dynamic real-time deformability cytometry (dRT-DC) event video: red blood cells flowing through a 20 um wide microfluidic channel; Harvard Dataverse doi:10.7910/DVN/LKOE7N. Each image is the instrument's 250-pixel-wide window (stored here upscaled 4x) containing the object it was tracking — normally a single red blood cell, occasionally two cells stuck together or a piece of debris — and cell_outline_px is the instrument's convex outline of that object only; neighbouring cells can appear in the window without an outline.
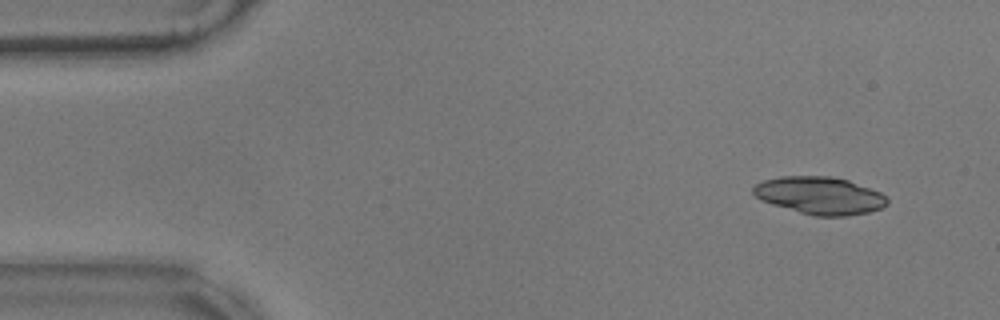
{"species": "common noctule bat (a hibernating species)", "species_latin": "Nyctalus noctula", "temperature_condition": "warm", "stored_images_in_passage": 54, "camera_frame_rate_fps": 3000, "um_per_image_px": 0.085, "animal": {"sex": "male", "body_mass_g": 17.9}, "frame": {"image": 1, "passage_image": 2, "time_ms": 0.333, "image_size_px": [1000, 320], "cell_outline_px": [[888, 204], [880, 208], [868, 212], [848, 216], [812, 216], [772, 204], [760, 200], [752, 192], [752, 188], [756, 184], [764, 180], [780, 176], [832, 176], [848, 180], [880, 192], [888, 200]], "centroid_in_image_um": [69.66, 16.62], "position_along_channel_um": 15.3, "area_um2": 29.25}}
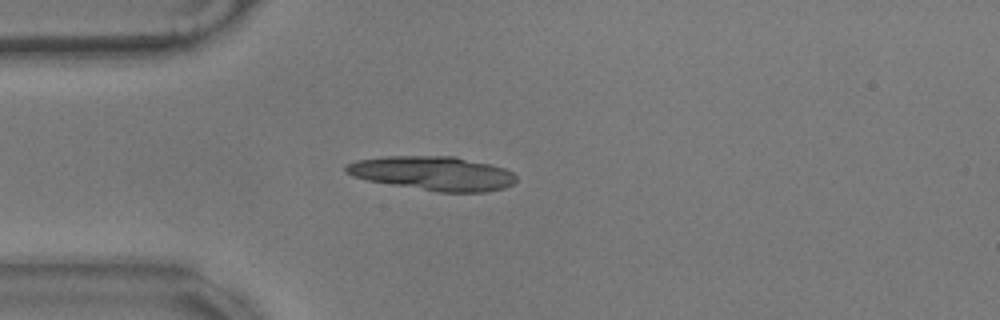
{"frame": {"image": 2, "passage_image": 12, "time_ms": 3.667, "image_size_px": [1000, 320], "cell_outline_px": [[516, 180], [512, 184], [504, 188], [484, 192], [440, 192], [368, 180], [352, 176], [344, 172], [344, 168], [348, 164], [356, 160], [384, 156], [456, 156], [492, 164], [504, 168], [512, 172], [516, 176]], "centroid_in_image_um": [36.82, 14.72], "position_along_channel_um": 48.2, "area_um2": 33.76}}
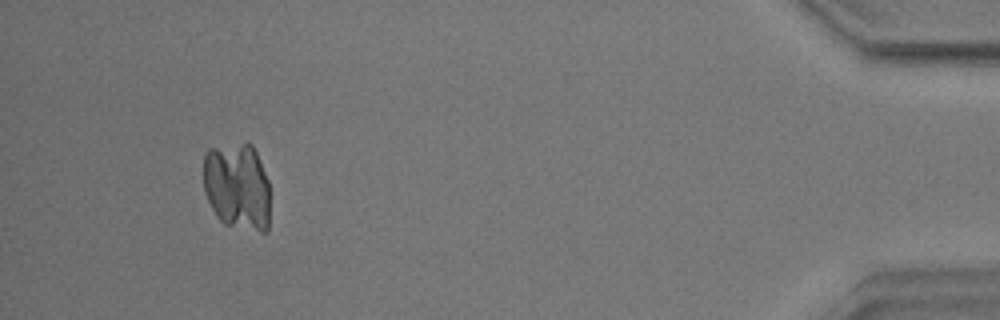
{"frame": {"image": 3, "passage_image": 50, "time_ms": 16.333, "image_size_px": [1000, 320], "cell_outline_px": [[268, 232], [260, 232], [224, 224], [216, 216], [204, 192], [204, 152], [208, 148], [248, 140], [252, 144], [256, 152], [268, 180]], "centroid_in_image_um": [20.15, 15.8], "position_along_channel_um": 415.1, "area_um2": 34.39}}